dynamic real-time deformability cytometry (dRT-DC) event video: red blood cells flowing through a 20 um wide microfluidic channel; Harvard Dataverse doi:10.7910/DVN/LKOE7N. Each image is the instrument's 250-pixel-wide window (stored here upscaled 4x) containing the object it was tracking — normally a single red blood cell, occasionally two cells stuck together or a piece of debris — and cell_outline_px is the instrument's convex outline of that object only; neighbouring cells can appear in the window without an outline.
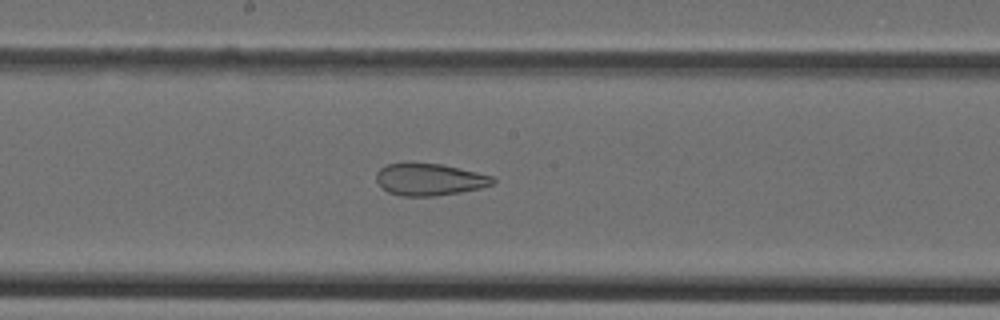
{"species": "Egyptian fruit bat (a non-hibernating species)", "species_latin": "Rousettus aegyptiacus", "temperature_condition": "cold", "stored_images_in_passage": 45, "camera_frame_rate_fps": 3000, "um_per_image_px": 0.085, "animal": {"sex": "female"}, "frame": {"image": 1, "passage_image": 24, "time_ms": 7.667, "image_size_px": [1000, 320], "cell_outline_px": [[496, 180], [492, 184], [480, 188], [460, 192], [432, 196], [404, 196], [388, 192], [376, 180], [376, 172], [380, 168], [388, 164], [440, 164], [476, 172], [492, 176]], "centroid_in_image_um": [36.51, 15.27], "position_along_channel_um": 211.7, "area_um2": 21.21}}
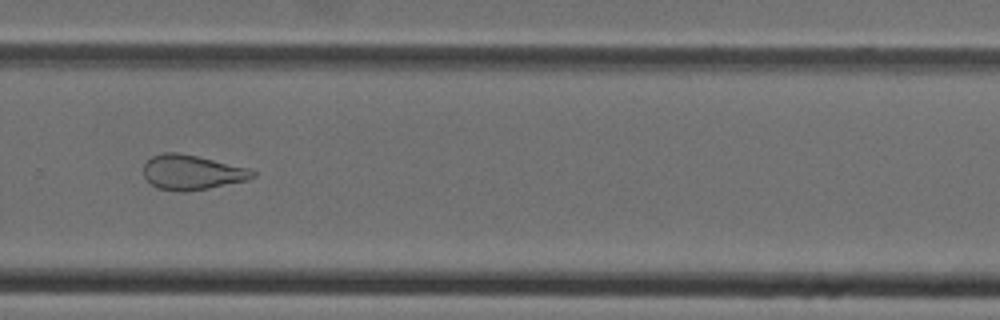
{"frame": {"image": 2, "passage_image": 31, "time_ms": 10.0, "image_size_px": [1000, 320], "cell_outline_px": [[256, 176], [248, 180], [208, 188], [184, 192], [180, 192], [156, 188], [144, 176], [144, 164], [152, 156], [164, 152], [180, 152], [248, 168], [256, 172]], "centroid_in_image_um": [16.31, 14.65], "position_along_channel_um": 313.5, "area_um2": 22.08}}
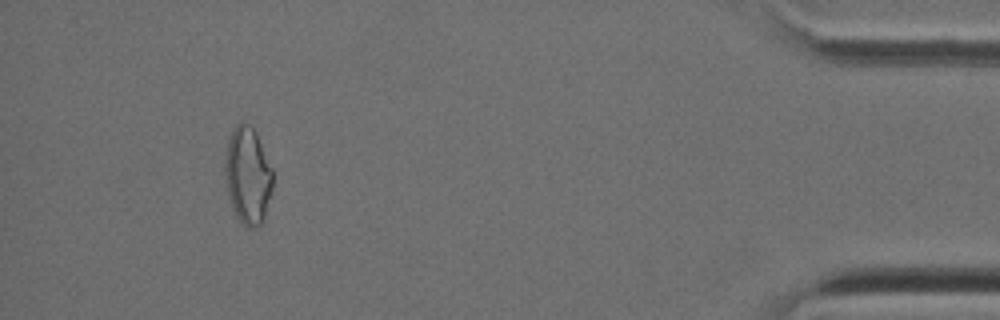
{"frame": {"image": 3, "passage_image": 42, "time_ms": 13.667, "image_size_px": [1000, 320], "cell_outline_px": [[272, 188], [264, 220], [256, 228], [248, 228], [236, 216], [232, 208], [224, 188], [224, 160], [228, 140], [236, 124], [240, 120], [248, 124], [256, 132], [272, 168]], "centroid_in_image_um": [21.03, 14.93], "position_along_channel_um": 414.2, "area_um2": 27.46}}